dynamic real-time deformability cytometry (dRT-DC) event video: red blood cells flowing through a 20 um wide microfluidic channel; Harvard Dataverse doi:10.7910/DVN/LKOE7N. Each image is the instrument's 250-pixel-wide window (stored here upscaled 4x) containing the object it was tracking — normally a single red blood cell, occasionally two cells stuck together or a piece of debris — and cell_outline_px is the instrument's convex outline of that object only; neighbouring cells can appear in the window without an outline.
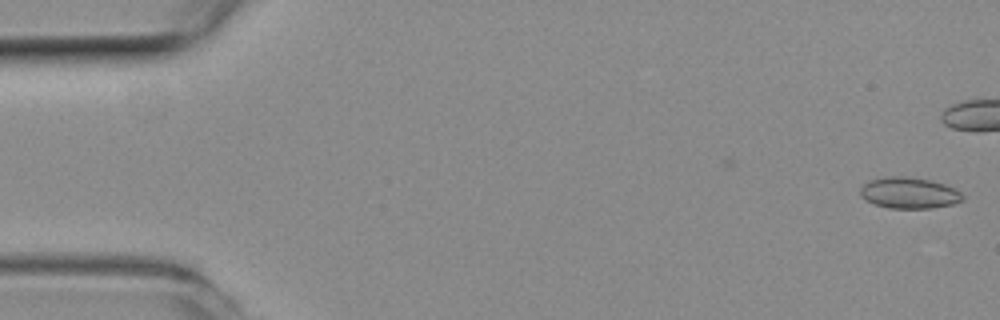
{"species": "common noctule bat (a hibernating species)", "species_latin": "Nyctalus noctula", "temperature_condition": "room temperature", "stored_images_in_passage": 4, "camera_frame_rate_fps": 3000, "um_per_image_px": 0.085, "animal": {"sex": "female", "body_mass_g": 19.3, "forearm_length_mm": 54.1}, "frame": {"image": 1, "passage_image": 4, "time_ms": 1.0, "image_size_px": [1000, 320], "cell_outline_px": [[964, 200], [952, 204], [932, 208], [888, 208], [876, 204], [860, 196], [860, 188], [868, 180], [884, 176], [908, 176], [932, 180], [944, 184], [960, 192], [964, 196]], "centroid_in_image_um": [77.27, 16.38], "position_along_channel_um": 7.7, "area_um2": 18.67}}